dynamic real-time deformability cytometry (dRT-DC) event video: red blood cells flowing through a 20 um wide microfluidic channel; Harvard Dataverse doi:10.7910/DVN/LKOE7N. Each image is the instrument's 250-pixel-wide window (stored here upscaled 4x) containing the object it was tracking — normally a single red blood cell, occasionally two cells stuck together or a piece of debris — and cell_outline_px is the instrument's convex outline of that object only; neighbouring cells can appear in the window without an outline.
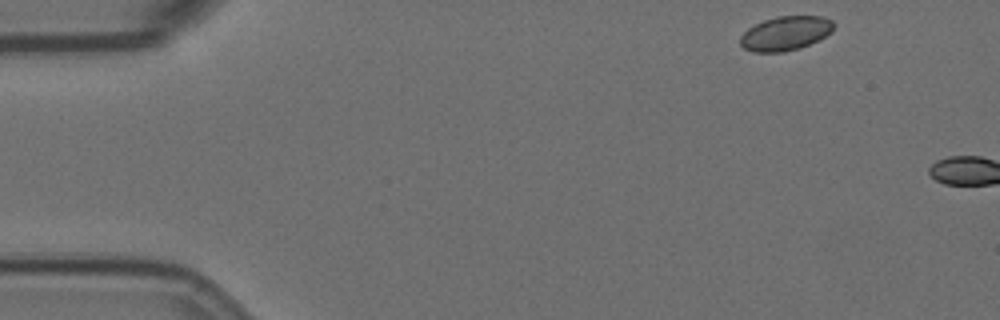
{"species": "Egyptian fruit bat (a non-hibernating species)", "species_latin": "Rousettus aegyptiacus", "temperature_condition": "room temperature", "stored_images_in_passage": 3, "camera_frame_rate_fps": 3000, "um_per_image_px": 0.085, "animal": {"sex": "female"}, "frame": {"image": 1, "passage_image": 1, "time_ms": 0.0, "image_size_px": [1000, 320], "cell_outline_px": [[836, 24], [832, 32], [800, 48], [784, 52], [752, 52], [744, 48], [740, 44], [740, 36], [748, 28], [764, 20], [776, 16], [820, 16], [832, 20]], "centroid_in_image_um": [66.76, 2.83], "position_along_channel_um": 18.2, "area_um2": 18.61}}